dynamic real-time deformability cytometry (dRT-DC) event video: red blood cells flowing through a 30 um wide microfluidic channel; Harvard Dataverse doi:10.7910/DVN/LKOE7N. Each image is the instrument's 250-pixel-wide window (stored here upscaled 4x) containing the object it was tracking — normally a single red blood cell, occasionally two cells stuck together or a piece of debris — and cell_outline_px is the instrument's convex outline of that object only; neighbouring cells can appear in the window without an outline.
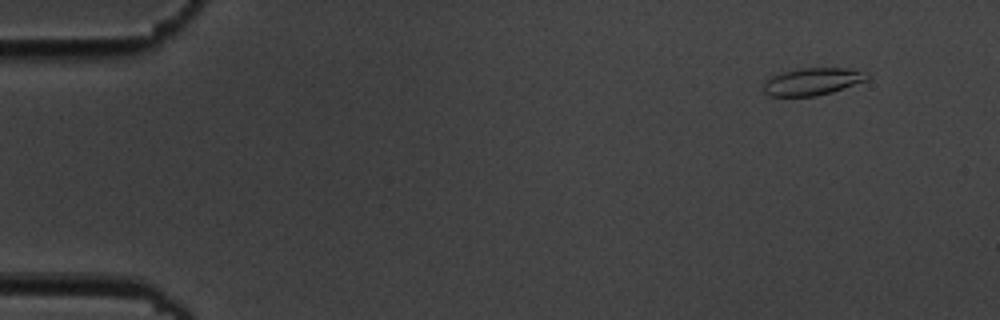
{"species": "common noctule bat (a hibernating species)", "species_latin": "Nyctalus noctula", "temperature_condition": "cold", "stored_images_in_passage": 9, "camera_frame_rate_fps": 3000, "um_per_image_px": 0.085, "animal": {"sex": "male", "body_mass_g": 19.5, "forearm_length_mm": 54.6}, "frame": {"image": 1, "passage_image": 2, "time_ms": 1.333, "image_size_px": [1000, 320], "cell_outline_px": [[868, 80], [832, 92], [816, 96], [772, 96], [764, 92], [764, 80], [772, 76], [784, 72], [804, 68], [848, 68], [868, 72]], "centroid_in_image_um": [69.09, 6.93], "position_along_channel_um": 15.9, "area_um2": 16.42}}
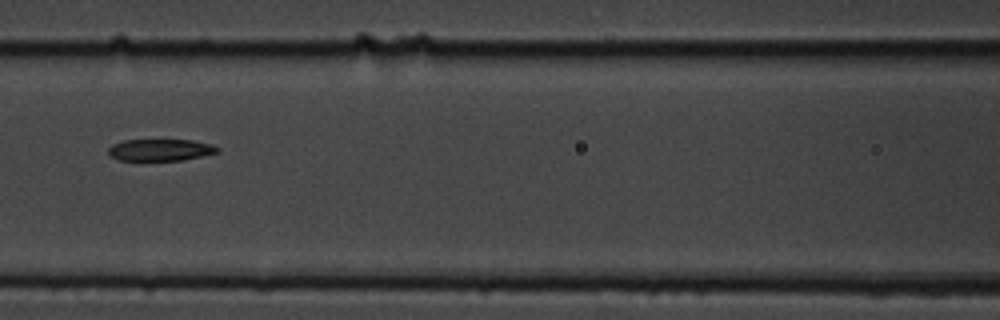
{"frame": {"image": 2, "passage_image": 8, "time_ms": 8.333, "image_size_px": [1000, 320], "cell_outline_px": [[220, 152], [184, 160], [120, 160], [112, 156], [108, 152], [108, 148], [112, 144], [124, 140], [192, 140], [212, 144], [220, 148]], "centroid_in_image_um": [13.68, 12.74], "position_along_channel_um": 152.9, "area_um2": 13.87}}
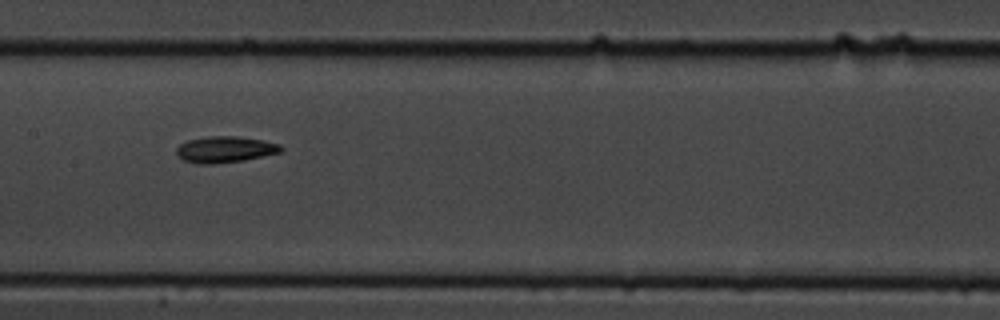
{"frame": {"image": 3, "passage_image": 9, "time_ms": 9.333, "image_size_px": [1000, 320], "cell_outline_px": [[284, 148], [280, 152], [244, 160], [212, 164], [196, 164], [184, 160], [176, 152], [176, 148], [180, 144], [188, 140], [208, 136], [240, 136], [264, 140], [280, 144]], "centroid_in_image_um": [19.14, 12.69], "position_along_channel_um": 188.3, "area_um2": 16.01}}